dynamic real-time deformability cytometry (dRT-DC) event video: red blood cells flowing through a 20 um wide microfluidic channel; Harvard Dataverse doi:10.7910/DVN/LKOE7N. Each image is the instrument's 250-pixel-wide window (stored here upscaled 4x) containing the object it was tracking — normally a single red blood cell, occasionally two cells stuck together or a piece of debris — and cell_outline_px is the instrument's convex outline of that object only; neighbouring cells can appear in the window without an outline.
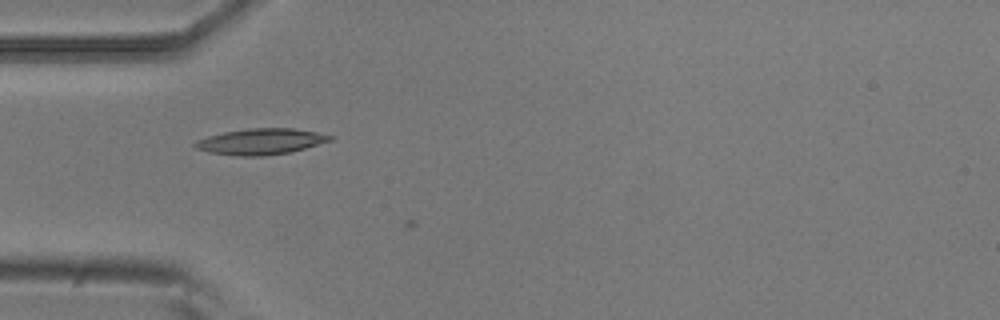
{"species": "common noctule bat (a hibernating species)", "species_latin": "Nyctalus noctula", "temperature_condition": "room temperature", "stored_images_in_passage": 6, "camera_frame_rate_fps": 3000, "um_per_image_px": 0.085, "animal": {"sex": "male", "body_mass_g": 20.5, "forearm_length_mm": 52.5}, "frame": {"image": 1, "passage_image": 5, "time_ms": 1.333, "image_size_px": [1000, 320], "cell_outline_px": [[336, 136], [332, 140], [292, 152], [264, 156], [236, 156], [208, 152], [196, 148], [192, 144], [196, 140], [208, 136], [224, 132], [248, 128], [292, 128], [316, 132]], "centroid_in_image_um": [22.17, 12.03], "position_along_channel_um": 62.8, "area_um2": 20.58}}
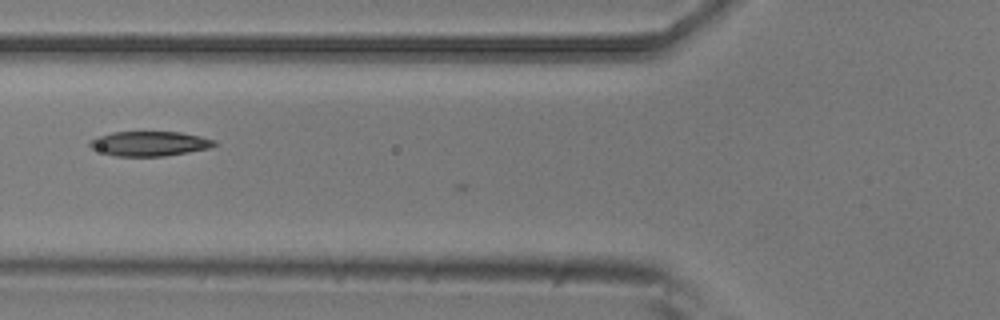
{"frame": {"image": 2, "passage_image": 6, "time_ms": 1.667, "image_size_px": [1000, 320], "cell_outline_px": [[220, 144], [208, 148], [188, 152], [164, 156], [116, 156], [92, 148], [88, 144], [88, 140], [96, 136], [112, 132], [180, 132], [200, 136], [216, 140]], "centroid_in_image_um": [12.72, 12.2], "position_along_channel_um": 113.1, "area_um2": 17.98}}